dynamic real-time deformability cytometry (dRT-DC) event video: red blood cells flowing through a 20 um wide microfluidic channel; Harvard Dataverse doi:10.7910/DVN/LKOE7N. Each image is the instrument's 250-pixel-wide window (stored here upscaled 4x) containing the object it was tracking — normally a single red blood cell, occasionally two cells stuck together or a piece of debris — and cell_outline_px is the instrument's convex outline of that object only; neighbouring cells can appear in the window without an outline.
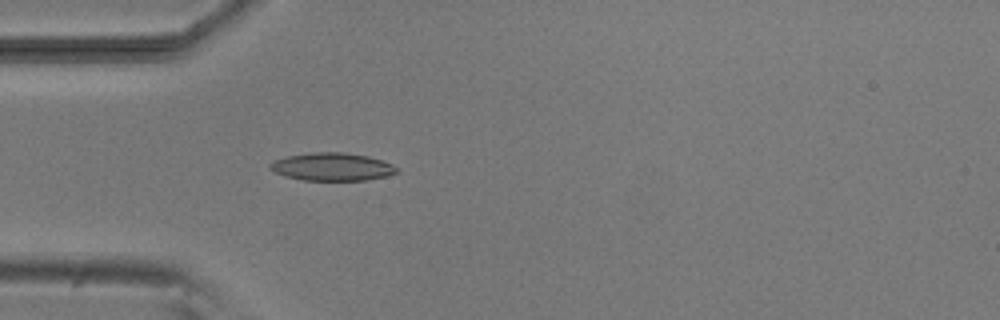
{"species": "common noctule bat (a hibernating species)", "species_latin": "Nyctalus noctula", "temperature_condition": "room temperature", "stored_images_in_passage": 2, "camera_frame_rate_fps": 3000, "um_per_image_px": 0.085, "animal": {"sex": "male", "body_mass_g": 20.5, "forearm_length_mm": 52.5}, "frame": {"image": 1, "passage_image": 2, "time_ms": 1.0, "image_size_px": [1000, 320], "cell_outline_px": [[400, 172], [368, 180], [304, 180], [284, 176], [268, 168], [268, 164], [276, 160], [288, 156], [312, 152], [344, 152], [368, 156], [392, 164], [400, 168]], "centroid_in_image_um": [28.25, 14.17], "position_along_channel_um": 56.7, "area_um2": 20.58}}